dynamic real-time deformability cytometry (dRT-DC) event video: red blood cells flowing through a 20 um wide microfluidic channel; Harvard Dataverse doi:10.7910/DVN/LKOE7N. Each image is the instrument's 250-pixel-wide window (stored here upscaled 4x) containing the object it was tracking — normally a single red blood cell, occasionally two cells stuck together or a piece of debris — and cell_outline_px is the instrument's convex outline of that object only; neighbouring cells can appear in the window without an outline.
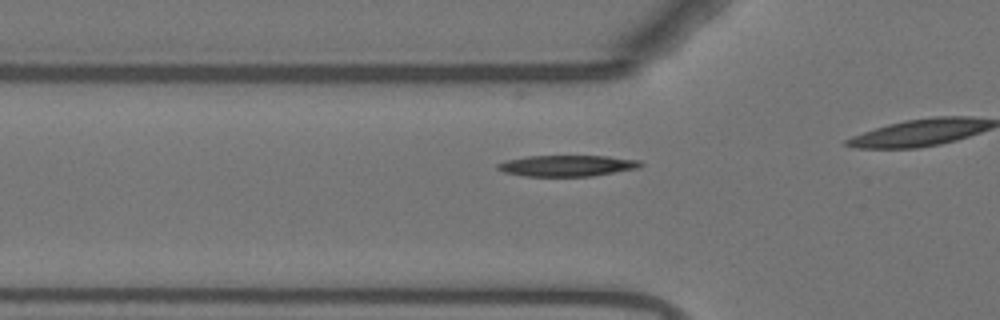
{"species": "Egyptian fruit bat (a non-hibernating species)", "species_latin": "Rousettus aegyptiacus", "temperature_condition": "warm", "stored_images_in_passage": 17, "camera_frame_rate_fps": 3000, "um_per_image_px": 0.085, "animal": {"sex": "female"}, "frame": {"image": 1, "passage_image": 9, "time_ms": 2.667, "image_size_px": [1000, 320], "cell_outline_px": [[644, 164], [640, 168], [592, 176], [524, 176], [504, 172], [496, 168], [496, 164], [504, 160], [528, 156], [608, 156], [640, 160]], "centroid_in_image_um": [48.21, 14.08], "position_along_channel_um": 77.6, "area_um2": 17.74}}
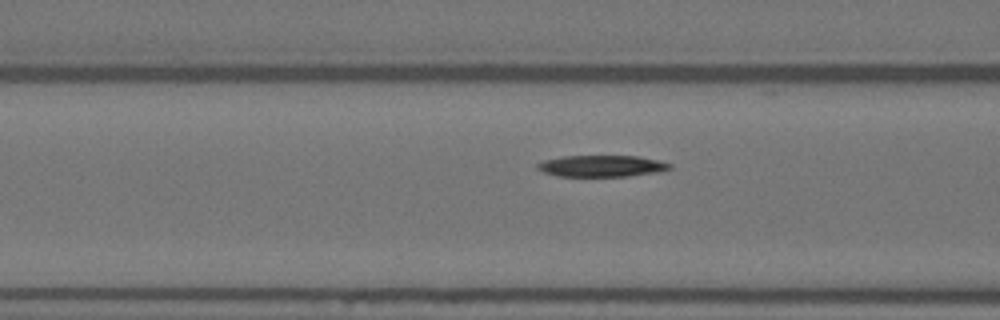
{"frame": {"image": 2, "passage_image": 12, "time_ms": 3.667, "image_size_px": [1000, 320], "cell_outline_px": [[672, 168], [660, 172], [628, 176], [560, 176], [544, 172], [536, 168], [536, 164], [544, 160], [564, 156], [636, 156], [656, 160], [672, 164]], "centroid_in_image_um": [51.15, 14.11], "position_along_channel_um": 115.4, "area_um2": 16.47}}
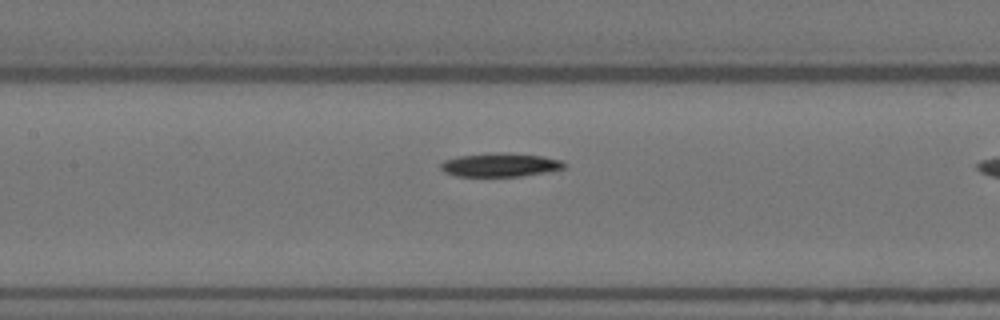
{"frame": {"image": 3, "passage_image": 16, "time_ms": 5.0, "image_size_px": [1000, 320], "cell_outline_px": [[568, 164], [564, 168], [548, 172], [520, 176], [456, 176], [444, 172], [440, 168], [440, 164], [444, 160], [460, 156], [540, 156], [560, 160]], "centroid_in_image_um": [42.52, 14.09], "position_along_channel_um": 164.9, "area_um2": 15.72}}